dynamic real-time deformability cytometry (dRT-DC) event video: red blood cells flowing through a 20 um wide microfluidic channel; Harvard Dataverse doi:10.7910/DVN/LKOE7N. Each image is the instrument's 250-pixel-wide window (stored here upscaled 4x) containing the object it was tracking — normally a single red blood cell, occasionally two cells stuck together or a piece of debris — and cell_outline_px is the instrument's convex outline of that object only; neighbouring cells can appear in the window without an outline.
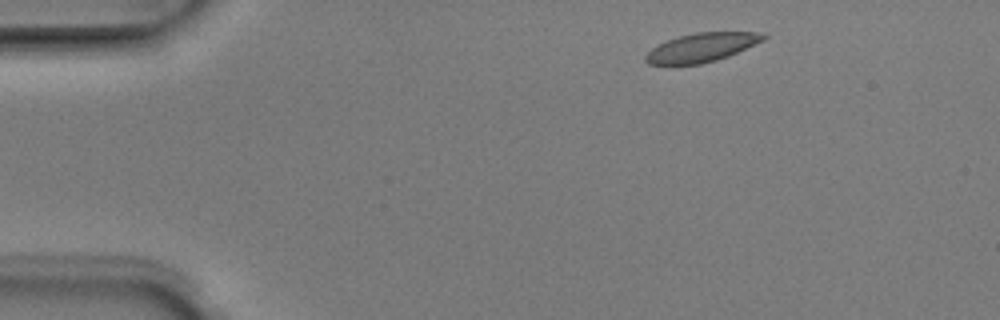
{"species": "Egyptian fruit bat (a non-hibernating species)", "species_latin": "Rousettus aegyptiacus", "temperature_condition": "room temperature", "stored_images_in_passage": 3, "camera_frame_rate_fps": 3000, "um_per_image_px": 0.085, "animal": {"sex": "male"}, "frame": {"image": 1, "passage_image": 1, "time_ms": 0.0, "image_size_px": [1000, 320], "cell_outline_px": [[768, 36], [764, 40], [728, 56], [716, 60], [700, 64], [672, 68], [648, 64], [644, 60], [644, 56], [652, 48], [668, 40], [680, 36], [696, 32], [756, 32]], "centroid_in_image_um": [59.54, 4.09], "position_along_channel_um": 25.5, "area_um2": 20.23}}